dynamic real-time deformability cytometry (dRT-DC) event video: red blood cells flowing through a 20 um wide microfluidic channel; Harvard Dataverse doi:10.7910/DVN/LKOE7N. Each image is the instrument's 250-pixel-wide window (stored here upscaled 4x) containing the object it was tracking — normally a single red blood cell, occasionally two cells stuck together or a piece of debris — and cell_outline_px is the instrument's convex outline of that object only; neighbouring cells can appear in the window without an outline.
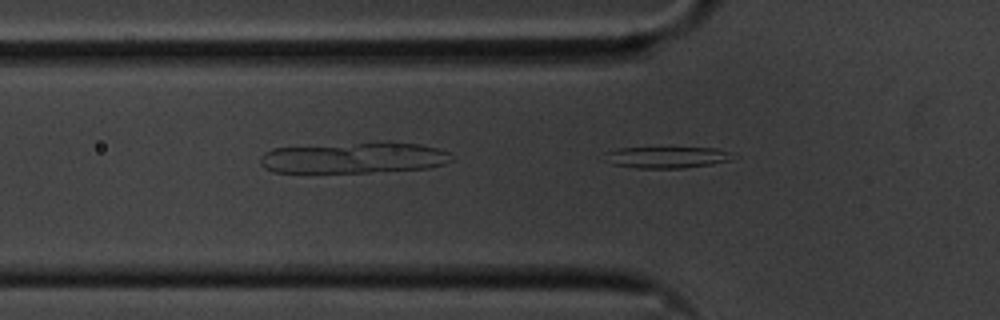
{"species": "common noctule bat (a hibernating species)", "species_latin": "Nyctalus noctula", "temperature_condition": "cold", "stored_images_in_passage": 41, "camera_frame_rate_fps": 3000, "um_per_image_px": 0.085, "animal": {"sex": "male", "body_mass_g": 20.1, "forearm_length_mm": 53.5}, "frame": {"image": 1, "passage_image": 3, "time_ms": 0.667, "image_size_px": [1000, 320], "cell_outline_px": [[740, 156], [728, 160], [712, 164], [684, 168], [636, 168], [612, 164], [604, 152], [616, 148], [716, 148]], "centroid_in_image_um": [56.72, 13.37], "position_along_channel_um": 69.1, "area_um2": 15.9}}
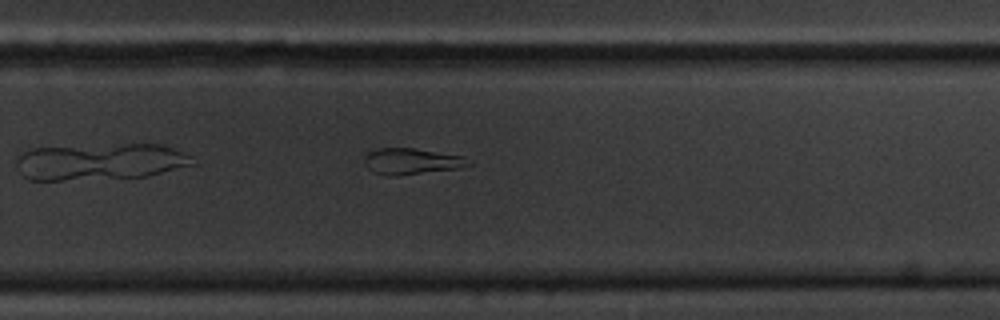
{"frame": {"image": 2, "passage_image": 22, "time_ms": 7.0, "image_size_px": [1000, 320], "cell_outline_px": [[472, 164], [460, 168], [396, 176], [384, 176], [372, 172], [368, 168], [364, 160], [364, 156], [368, 152], [376, 148], [412, 148], [460, 156], [472, 160]], "centroid_in_image_um": [34.94, 13.72], "position_along_channel_um": 294.9, "area_um2": 15.9}}
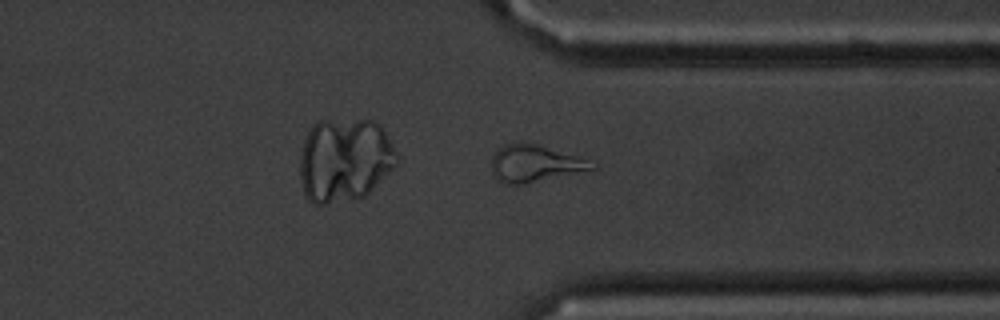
{"frame": {"image": 3, "passage_image": 28, "time_ms": 9.0, "image_size_px": [1000, 320], "cell_outline_px": [[596, 168], [524, 184], [504, 184], [496, 180], [492, 172], [492, 156], [496, 148], [504, 144], [520, 140], [536, 144], [576, 156], [596, 164]], "centroid_in_image_um": [45.35, 13.88], "position_along_channel_um": 366.0, "area_um2": 21.62}, "authors_computed_cell_mechanics": {"area_um2": 16.3574, "velocity_mm_per_s": 3.5577, "shape_relaxation_time_tau1_ms": null, "shape_relaxation_time_tau2_ms": 3.9375, "deformation_change_tau1": null, "deformation_change_tau2": 0.148}}